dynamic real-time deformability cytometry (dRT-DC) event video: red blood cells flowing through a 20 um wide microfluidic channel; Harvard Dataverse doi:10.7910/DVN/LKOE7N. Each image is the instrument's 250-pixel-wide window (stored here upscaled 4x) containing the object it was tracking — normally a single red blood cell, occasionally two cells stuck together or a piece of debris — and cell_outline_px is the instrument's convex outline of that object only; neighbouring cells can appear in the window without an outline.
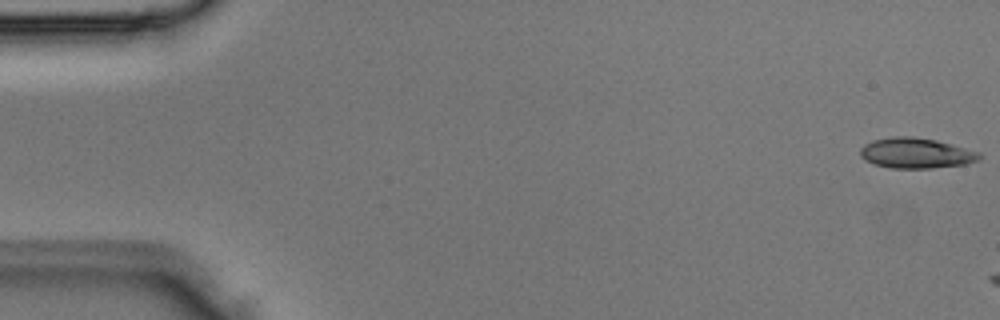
{"species": "Egyptian fruit bat (a non-hibernating species)", "species_latin": "Rousettus aegyptiacus", "temperature_condition": "room temperature", "stored_images_in_passage": 3, "segment_of_instrument_passage": [2, 2], "camera_frame_rate_fps": 3000, "um_per_image_px": 0.085, "animal": {"sex": "male"}, "frame": {"image": 1, "passage_image": 3, "time_ms": 0.667, "image_size_px": [1000, 320], "cell_outline_px": [[984, 156], [980, 160], [968, 164], [932, 168], [892, 168], [876, 164], [864, 160], [860, 156], [860, 148], [864, 144], [872, 140], [892, 136], [912, 136], [936, 140], [952, 144], [980, 152]], "centroid_in_image_um": [77.9, 13.01], "position_along_channel_um": 7.1, "area_um2": 21.39}}